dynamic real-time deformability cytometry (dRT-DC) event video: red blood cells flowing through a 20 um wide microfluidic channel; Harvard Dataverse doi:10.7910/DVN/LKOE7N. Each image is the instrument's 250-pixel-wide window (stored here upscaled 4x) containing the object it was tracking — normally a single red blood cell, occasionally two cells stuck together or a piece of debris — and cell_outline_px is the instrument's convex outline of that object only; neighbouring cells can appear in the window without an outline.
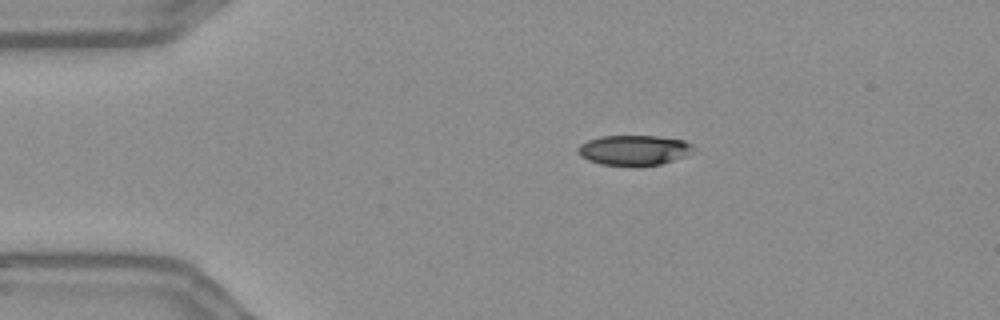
{"species": "Egyptian fruit bat (a non-hibernating species)", "species_latin": "Rousettus aegyptiacus", "temperature_condition": "warm", "stored_images_in_passage": 46, "camera_frame_rate_fps": 3000, "um_per_image_px": 0.085, "frame": {"image": 1, "passage_image": 1, "time_ms": 0.0, "image_size_px": [1000, 320], "cell_outline_px": [[692, 144], [684, 156], [660, 164], [600, 164], [588, 160], [580, 156], [576, 152], [576, 148], [580, 144], [588, 140], [600, 136], [660, 136], [684, 140]], "centroid_in_image_um": [53.78, 12.73], "position_along_channel_um": 31.2, "area_um2": 19.65}}
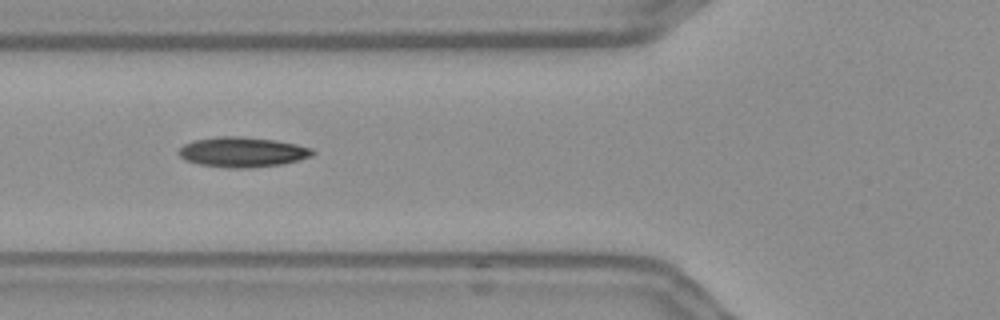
{"frame": {"image": 2, "passage_image": 11, "time_ms": 3.333, "image_size_px": [1000, 320], "cell_outline_px": [[316, 152], [312, 156], [300, 160], [280, 164], [248, 168], [228, 168], [200, 164], [184, 160], [176, 152], [184, 144], [192, 140], [216, 136], [244, 136], [276, 140], [296, 144], [312, 148]], "centroid_in_image_um": [20.59, 12.91], "position_along_channel_um": 105.2, "area_um2": 23.7}}
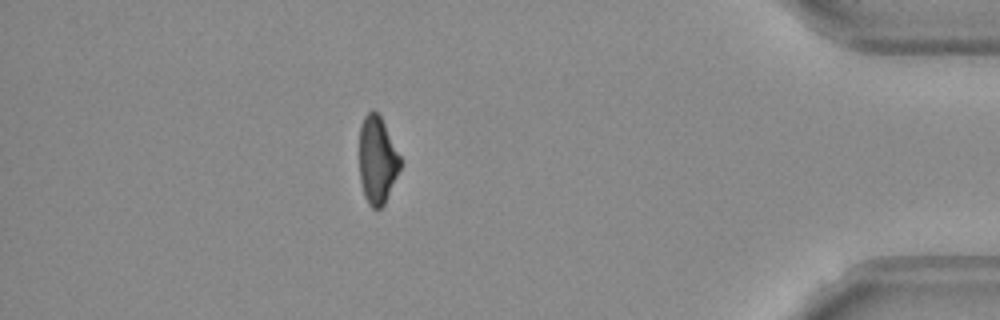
{"frame": {"image": 3, "passage_image": 39, "time_ms": 12.667, "image_size_px": [1000, 320], "cell_outline_px": [[404, 164], [384, 204], [380, 208], [372, 208], [368, 204], [364, 196], [360, 180], [360, 124], [364, 116], [372, 108], [380, 116]], "centroid_in_image_um": [32.08, 13.62], "position_along_channel_um": 403.1, "area_um2": 21.04}, "authors_computed_cell_mechanics": {"area_um2": 22.5998, "velocity_mm_per_s": 3.6757, "shape_relaxation_time_tau1_ms": 7.0696, "shape_relaxation_time_tau2_ms": 3.6006, "deformation_change_tau1": 0.1785, "deformation_change_tau2": 0.1064}}